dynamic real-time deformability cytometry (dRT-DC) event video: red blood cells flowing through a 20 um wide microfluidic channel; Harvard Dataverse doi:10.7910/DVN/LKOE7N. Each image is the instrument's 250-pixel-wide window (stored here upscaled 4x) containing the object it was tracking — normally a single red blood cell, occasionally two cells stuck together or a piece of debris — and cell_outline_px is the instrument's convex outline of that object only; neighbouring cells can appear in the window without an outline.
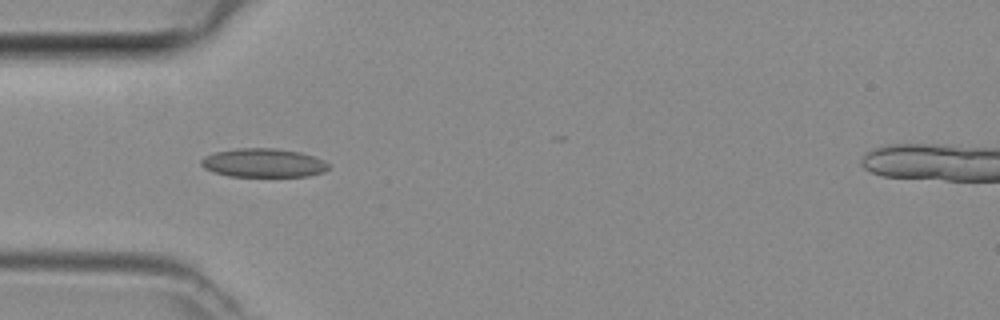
{"species": "common noctule bat (a hibernating species)", "species_latin": "Nyctalus noctula", "temperature_condition": "room temperature", "stored_images_in_passage": 4, "camera_frame_rate_fps": 3000, "um_per_image_px": 0.085, "animal": {"sex": "female", "body_mass_g": 29.2, "forearm_length_mm": 56.3}, "frame": {"image": 1, "passage_image": 3, "time_ms": 0.667, "image_size_px": [1000, 320], "cell_outline_px": [[328, 168], [324, 172], [308, 176], [228, 176], [212, 172], [204, 168], [200, 164], [200, 160], [204, 156], [216, 152], [236, 148], [276, 148], [300, 152], [324, 160], [328, 164]], "centroid_in_image_um": [22.36, 13.84], "position_along_channel_um": 62.6, "area_um2": 21.39}}